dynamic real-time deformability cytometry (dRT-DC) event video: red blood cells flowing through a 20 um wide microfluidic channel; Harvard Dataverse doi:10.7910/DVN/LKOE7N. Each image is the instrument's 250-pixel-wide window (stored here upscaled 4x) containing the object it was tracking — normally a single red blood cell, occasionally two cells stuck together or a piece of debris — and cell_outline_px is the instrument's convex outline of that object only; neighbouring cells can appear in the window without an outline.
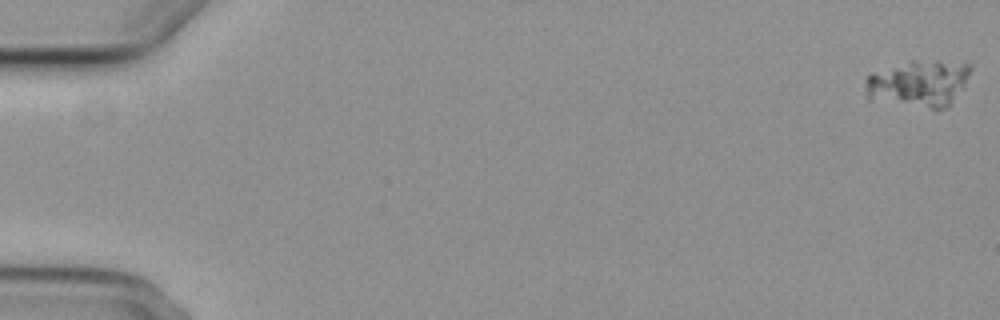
{"species": "common noctule bat (a hibernating species)", "species_latin": "Nyctalus noctula", "temperature_condition": "cold", "stored_images_in_passage": 4, "camera_frame_rate_fps": 3000, "um_per_image_px": 0.085, "animal": {"sex": "female", "body_mass_g": 29.2, "forearm_length_mm": 56.3}, "frame": {"image": 1, "passage_image": 1, "time_ms": 0.0, "image_size_px": [1000, 320], "cell_outline_px": [[972, 68], [964, 88], [948, 108], [932, 108], [868, 100], [864, 92], [864, 80], [872, 72], [908, 60], [964, 60], [972, 64]], "centroid_in_image_um": [78.12, 7.05], "position_along_channel_um": 6.9, "area_um2": 29.77}}